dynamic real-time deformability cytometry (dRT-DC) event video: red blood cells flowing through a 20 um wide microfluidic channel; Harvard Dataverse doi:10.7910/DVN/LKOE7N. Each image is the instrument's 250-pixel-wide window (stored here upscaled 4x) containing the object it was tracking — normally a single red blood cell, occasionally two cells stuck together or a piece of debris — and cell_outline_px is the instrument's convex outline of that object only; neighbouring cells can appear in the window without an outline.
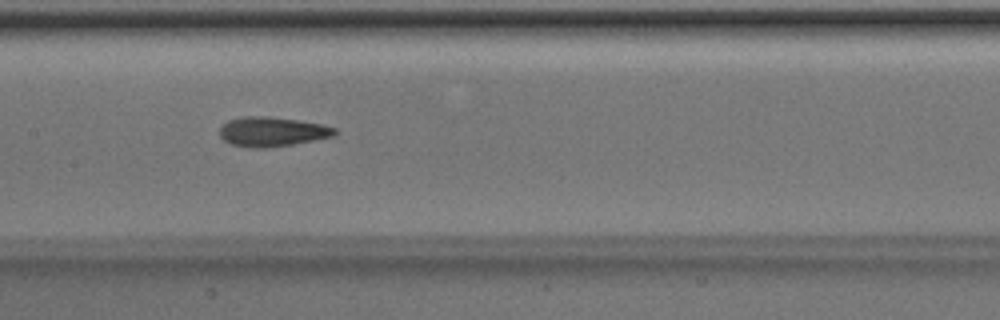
{"species": "Egyptian fruit bat (a non-hibernating species)", "species_latin": "Rousettus aegyptiacus", "temperature_condition": "room temperature", "stored_images_in_passage": 51, "camera_frame_rate_fps": 3000, "um_per_image_px": 0.085, "animal": {"sex": "male"}, "frame": {"image": 1, "passage_image": 25, "time_ms": 8.0, "image_size_px": [1000, 320], "cell_outline_px": [[336, 132], [332, 136], [292, 144], [264, 148], [252, 148], [232, 144], [224, 140], [220, 136], [220, 128], [228, 120], [244, 116], [268, 116], [324, 124], [336, 128]], "centroid_in_image_um": [23.11, 11.18], "position_along_channel_um": 184.3, "area_um2": 19.59}}
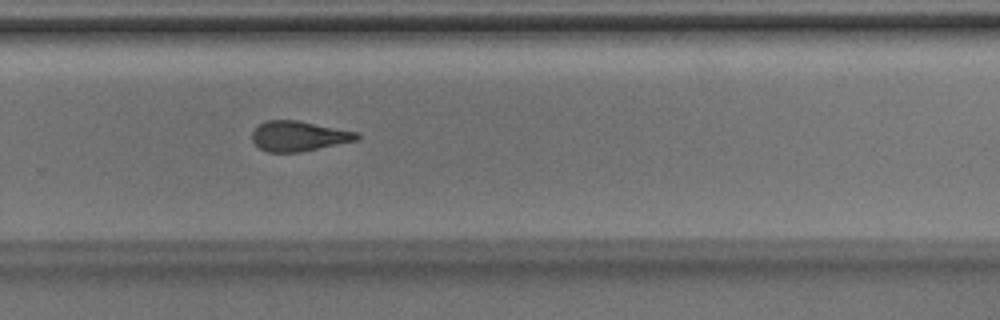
{"frame": {"image": 2, "passage_image": 34, "time_ms": 11.0, "image_size_px": [1000, 320], "cell_outline_px": [[360, 140], [300, 152], [268, 152], [260, 148], [252, 140], [252, 132], [260, 124], [268, 120], [296, 120], [356, 132], [360, 136]], "centroid_in_image_um": [25.4, 11.58], "position_along_channel_um": 304.4, "area_um2": 18.21}}
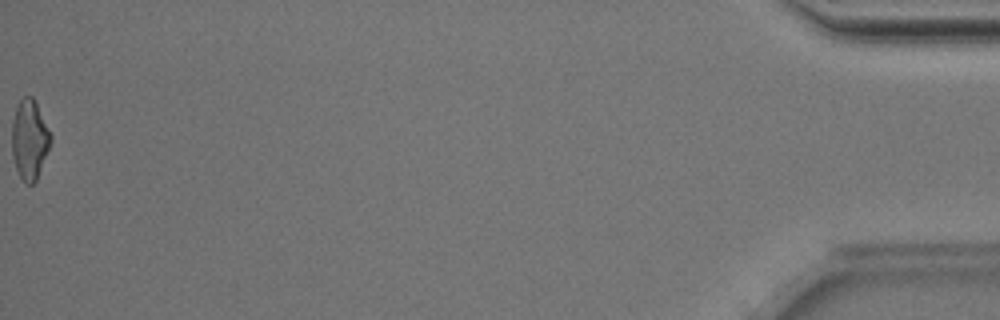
{"frame": {"image": 3, "passage_image": 51, "time_ms": 16.667, "image_size_px": [1000, 320], "cell_outline_px": [[52, 140], [36, 180], [32, 184], [24, 184], [16, 168], [12, 156], [12, 120], [16, 108], [20, 100], [24, 96], [32, 96], [52, 136]], "centroid_in_image_um": [2.5, 11.88], "position_along_channel_um": 432.7, "area_um2": 17.8}, "authors_computed_cell_mechanics": {"area_um2": 19.1896, "velocity_mm_per_s": 4.0301, "shape_relaxation_time_tau1_ms": 7.2997, "shape_relaxation_time_tau2_ms": 3.1111, "deformation_change_tau1": 0.178, "deformation_change_tau2": 0.1274}}